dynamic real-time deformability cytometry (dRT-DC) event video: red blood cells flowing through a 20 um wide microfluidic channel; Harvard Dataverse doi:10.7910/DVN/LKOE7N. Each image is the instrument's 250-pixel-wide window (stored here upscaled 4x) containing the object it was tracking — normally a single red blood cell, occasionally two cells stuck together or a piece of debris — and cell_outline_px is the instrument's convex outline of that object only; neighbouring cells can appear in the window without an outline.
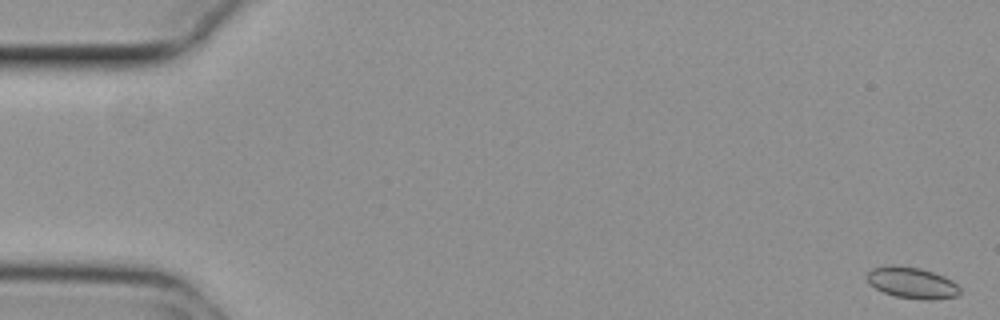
{"species": "common noctule bat (a hibernating species)", "species_latin": "Nyctalus noctula", "temperature_condition": "cold", "stored_images_in_passage": 17, "camera_frame_rate_fps": 3000, "um_per_image_px": 0.085, "animal": {"sex": "female", "body_mass_g": 29.2, "forearm_length_mm": 56.3}, "frame": {"image": 1, "passage_image": 1, "time_ms": 0.0, "image_size_px": [1000, 320], "cell_outline_px": [[960, 292], [956, 296], [932, 300], [924, 300], [896, 296], [884, 292], [868, 284], [864, 276], [872, 268], [888, 264], [892, 264], [920, 268], [944, 276], [952, 280], [960, 288]], "centroid_in_image_um": [77.47, 24.02], "position_along_channel_um": 7.5, "area_um2": 17.11}}